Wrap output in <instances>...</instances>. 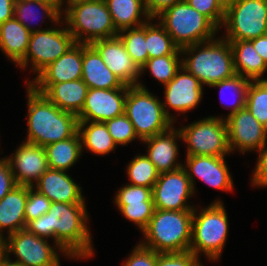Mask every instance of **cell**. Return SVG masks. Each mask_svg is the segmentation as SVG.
I'll return each mask as SVG.
<instances>
[{"label":"cell","instance_id":"1","mask_svg":"<svg viewBox=\"0 0 267 266\" xmlns=\"http://www.w3.org/2000/svg\"><path fill=\"white\" fill-rule=\"evenodd\" d=\"M87 219L85 203L51 202L47 213L29 221L26 229L38 237H53L58 249L70 258H87L94 252Z\"/></svg>","mask_w":267,"mask_h":266},{"label":"cell","instance_id":"2","mask_svg":"<svg viewBox=\"0 0 267 266\" xmlns=\"http://www.w3.org/2000/svg\"><path fill=\"white\" fill-rule=\"evenodd\" d=\"M27 89L28 134L25 142L45 147L78 132L77 115L62 111L31 85Z\"/></svg>","mask_w":267,"mask_h":266},{"label":"cell","instance_id":"3","mask_svg":"<svg viewBox=\"0 0 267 266\" xmlns=\"http://www.w3.org/2000/svg\"><path fill=\"white\" fill-rule=\"evenodd\" d=\"M193 210L155 209L148 226L142 231V246L157 253L185 252L192 240Z\"/></svg>","mask_w":267,"mask_h":266},{"label":"cell","instance_id":"4","mask_svg":"<svg viewBox=\"0 0 267 266\" xmlns=\"http://www.w3.org/2000/svg\"><path fill=\"white\" fill-rule=\"evenodd\" d=\"M181 53L193 54L182 60V67L203 85L211 86L236 75L230 42L224 38L186 46Z\"/></svg>","mask_w":267,"mask_h":266},{"label":"cell","instance_id":"5","mask_svg":"<svg viewBox=\"0 0 267 266\" xmlns=\"http://www.w3.org/2000/svg\"><path fill=\"white\" fill-rule=\"evenodd\" d=\"M156 17L180 49L210 41L218 31L207 17L192 8L186 0L175 3Z\"/></svg>","mask_w":267,"mask_h":266},{"label":"cell","instance_id":"6","mask_svg":"<svg viewBox=\"0 0 267 266\" xmlns=\"http://www.w3.org/2000/svg\"><path fill=\"white\" fill-rule=\"evenodd\" d=\"M125 114L141 141L173 127V122L164 112L162 102L151 95L140 82L129 86L127 90Z\"/></svg>","mask_w":267,"mask_h":266},{"label":"cell","instance_id":"7","mask_svg":"<svg viewBox=\"0 0 267 266\" xmlns=\"http://www.w3.org/2000/svg\"><path fill=\"white\" fill-rule=\"evenodd\" d=\"M65 15L67 29L76 43L91 44L118 35L104 0L70 6L66 8Z\"/></svg>","mask_w":267,"mask_h":266},{"label":"cell","instance_id":"8","mask_svg":"<svg viewBox=\"0 0 267 266\" xmlns=\"http://www.w3.org/2000/svg\"><path fill=\"white\" fill-rule=\"evenodd\" d=\"M221 201H215L196 215L193 210L190 251L197 257L203 252L211 260L221 255L228 232L227 214Z\"/></svg>","mask_w":267,"mask_h":266},{"label":"cell","instance_id":"9","mask_svg":"<svg viewBox=\"0 0 267 266\" xmlns=\"http://www.w3.org/2000/svg\"><path fill=\"white\" fill-rule=\"evenodd\" d=\"M228 41L251 40L267 34V0H236L225 9Z\"/></svg>","mask_w":267,"mask_h":266},{"label":"cell","instance_id":"10","mask_svg":"<svg viewBox=\"0 0 267 266\" xmlns=\"http://www.w3.org/2000/svg\"><path fill=\"white\" fill-rule=\"evenodd\" d=\"M179 131L188 145L187 155L221 157L231 152L224 118L211 116L179 128Z\"/></svg>","mask_w":267,"mask_h":266},{"label":"cell","instance_id":"11","mask_svg":"<svg viewBox=\"0 0 267 266\" xmlns=\"http://www.w3.org/2000/svg\"><path fill=\"white\" fill-rule=\"evenodd\" d=\"M76 43L67 28L45 29L31 33L25 57L18 63L25 68L31 61L37 75L50 63L56 61ZM30 58V59H29Z\"/></svg>","mask_w":267,"mask_h":266},{"label":"cell","instance_id":"12","mask_svg":"<svg viewBox=\"0 0 267 266\" xmlns=\"http://www.w3.org/2000/svg\"><path fill=\"white\" fill-rule=\"evenodd\" d=\"M9 253L16 255L17 261L22 266H60L56 249L51 247L45 238L38 237L26 228L8 235V240L3 239Z\"/></svg>","mask_w":267,"mask_h":266},{"label":"cell","instance_id":"13","mask_svg":"<svg viewBox=\"0 0 267 266\" xmlns=\"http://www.w3.org/2000/svg\"><path fill=\"white\" fill-rule=\"evenodd\" d=\"M193 193L194 189L185 168L160 173L152 188L154 207L172 211L194 210L186 203Z\"/></svg>","mask_w":267,"mask_h":266},{"label":"cell","instance_id":"14","mask_svg":"<svg viewBox=\"0 0 267 266\" xmlns=\"http://www.w3.org/2000/svg\"><path fill=\"white\" fill-rule=\"evenodd\" d=\"M230 151L238 148L242 153L259 152L267 145V128L246 107L225 118Z\"/></svg>","mask_w":267,"mask_h":266},{"label":"cell","instance_id":"15","mask_svg":"<svg viewBox=\"0 0 267 266\" xmlns=\"http://www.w3.org/2000/svg\"><path fill=\"white\" fill-rule=\"evenodd\" d=\"M128 88L88 89L78 121L106 122L124 114Z\"/></svg>","mask_w":267,"mask_h":266},{"label":"cell","instance_id":"16","mask_svg":"<svg viewBox=\"0 0 267 266\" xmlns=\"http://www.w3.org/2000/svg\"><path fill=\"white\" fill-rule=\"evenodd\" d=\"M164 86L166 100L162 105L165 114L172 122L174 117H171L166 110L167 105L175 111L184 113L195 108L202 99L203 85L184 67H181L176 72L175 77Z\"/></svg>","mask_w":267,"mask_h":266},{"label":"cell","instance_id":"17","mask_svg":"<svg viewBox=\"0 0 267 266\" xmlns=\"http://www.w3.org/2000/svg\"><path fill=\"white\" fill-rule=\"evenodd\" d=\"M82 79V43H75L56 61L50 63L35 78L29 81L38 93H42L50 84Z\"/></svg>","mask_w":267,"mask_h":266},{"label":"cell","instance_id":"18","mask_svg":"<svg viewBox=\"0 0 267 266\" xmlns=\"http://www.w3.org/2000/svg\"><path fill=\"white\" fill-rule=\"evenodd\" d=\"M91 45L97 50L107 68L125 85H138L137 78L141 75V70L127 53L118 36L96 40Z\"/></svg>","mask_w":267,"mask_h":266},{"label":"cell","instance_id":"19","mask_svg":"<svg viewBox=\"0 0 267 266\" xmlns=\"http://www.w3.org/2000/svg\"><path fill=\"white\" fill-rule=\"evenodd\" d=\"M13 155L7 160L17 185L33 187V181L37 182L49 168L46 150L42 146L24 142Z\"/></svg>","mask_w":267,"mask_h":266},{"label":"cell","instance_id":"20","mask_svg":"<svg viewBox=\"0 0 267 266\" xmlns=\"http://www.w3.org/2000/svg\"><path fill=\"white\" fill-rule=\"evenodd\" d=\"M115 197V204L123 216L143 231L155 210L152 188L128 184L122 187Z\"/></svg>","mask_w":267,"mask_h":266},{"label":"cell","instance_id":"21","mask_svg":"<svg viewBox=\"0 0 267 266\" xmlns=\"http://www.w3.org/2000/svg\"><path fill=\"white\" fill-rule=\"evenodd\" d=\"M183 168H185L190 178L193 189L195 188L193 175L207 185L219 190L230 191L233 188V180L229 174L224 156L187 155L186 167L183 166Z\"/></svg>","mask_w":267,"mask_h":266},{"label":"cell","instance_id":"22","mask_svg":"<svg viewBox=\"0 0 267 266\" xmlns=\"http://www.w3.org/2000/svg\"><path fill=\"white\" fill-rule=\"evenodd\" d=\"M65 172L48 168L33 185L35 190L51 202L85 203L81 187Z\"/></svg>","mask_w":267,"mask_h":266},{"label":"cell","instance_id":"23","mask_svg":"<svg viewBox=\"0 0 267 266\" xmlns=\"http://www.w3.org/2000/svg\"><path fill=\"white\" fill-rule=\"evenodd\" d=\"M177 137L182 139L181 132L170 127L163 133L142 140L148 144L146 156L159 173L171 172L183 167L181 163H176L178 146L175 140Z\"/></svg>","mask_w":267,"mask_h":266},{"label":"cell","instance_id":"24","mask_svg":"<svg viewBox=\"0 0 267 266\" xmlns=\"http://www.w3.org/2000/svg\"><path fill=\"white\" fill-rule=\"evenodd\" d=\"M82 80L89 89H115L125 86L107 68V65L91 44H82Z\"/></svg>","mask_w":267,"mask_h":266},{"label":"cell","instance_id":"25","mask_svg":"<svg viewBox=\"0 0 267 266\" xmlns=\"http://www.w3.org/2000/svg\"><path fill=\"white\" fill-rule=\"evenodd\" d=\"M88 86L82 79L50 84L42 94L62 111L78 115L85 103Z\"/></svg>","mask_w":267,"mask_h":266},{"label":"cell","instance_id":"26","mask_svg":"<svg viewBox=\"0 0 267 266\" xmlns=\"http://www.w3.org/2000/svg\"><path fill=\"white\" fill-rule=\"evenodd\" d=\"M27 198L28 186L17 185L0 200V239H4L3 228H8V235L26 228Z\"/></svg>","mask_w":267,"mask_h":266},{"label":"cell","instance_id":"27","mask_svg":"<svg viewBox=\"0 0 267 266\" xmlns=\"http://www.w3.org/2000/svg\"><path fill=\"white\" fill-rule=\"evenodd\" d=\"M236 74L250 80H260L267 71V64L249 40L229 41Z\"/></svg>","mask_w":267,"mask_h":266},{"label":"cell","instance_id":"28","mask_svg":"<svg viewBox=\"0 0 267 266\" xmlns=\"http://www.w3.org/2000/svg\"><path fill=\"white\" fill-rule=\"evenodd\" d=\"M31 32L14 16L0 25V48L14 63L26 55Z\"/></svg>","mask_w":267,"mask_h":266},{"label":"cell","instance_id":"29","mask_svg":"<svg viewBox=\"0 0 267 266\" xmlns=\"http://www.w3.org/2000/svg\"><path fill=\"white\" fill-rule=\"evenodd\" d=\"M111 14L115 29L119 32L127 28L142 26L147 21H140V14H144L147 20L152 18L148 15L143 0H104Z\"/></svg>","mask_w":267,"mask_h":266},{"label":"cell","instance_id":"30","mask_svg":"<svg viewBox=\"0 0 267 266\" xmlns=\"http://www.w3.org/2000/svg\"><path fill=\"white\" fill-rule=\"evenodd\" d=\"M46 156L50 169L67 171L80 158L81 137L77 132L73 137L46 145Z\"/></svg>","mask_w":267,"mask_h":266},{"label":"cell","instance_id":"31","mask_svg":"<svg viewBox=\"0 0 267 266\" xmlns=\"http://www.w3.org/2000/svg\"><path fill=\"white\" fill-rule=\"evenodd\" d=\"M78 132L82 146L95 154L104 155L116 148L104 122L79 121Z\"/></svg>","mask_w":267,"mask_h":266},{"label":"cell","instance_id":"32","mask_svg":"<svg viewBox=\"0 0 267 266\" xmlns=\"http://www.w3.org/2000/svg\"><path fill=\"white\" fill-rule=\"evenodd\" d=\"M157 26L149 21L145 23V40L148 59L165 55H179L181 49L174 43L171 36L160 23L157 24Z\"/></svg>","mask_w":267,"mask_h":266},{"label":"cell","instance_id":"33","mask_svg":"<svg viewBox=\"0 0 267 266\" xmlns=\"http://www.w3.org/2000/svg\"><path fill=\"white\" fill-rule=\"evenodd\" d=\"M127 32V33H126ZM134 63L141 70L148 60V52L145 40V23L136 28H127L117 35Z\"/></svg>","mask_w":267,"mask_h":266},{"label":"cell","instance_id":"34","mask_svg":"<svg viewBox=\"0 0 267 266\" xmlns=\"http://www.w3.org/2000/svg\"><path fill=\"white\" fill-rule=\"evenodd\" d=\"M245 107L267 128V79L250 81Z\"/></svg>","mask_w":267,"mask_h":266},{"label":"cell","instance_id":"35","mask_svg":"<svg viewBox=\"0 0 267 266\" xmlns=\"http://www.w3.org/2000/svg\"><path fill=\"white\" fill-rule=\"evenodd\" d=\"M127 174L132 185L153 188L160 173L146 155H138L129 163Z\"/></svg>","mask_w":267,"mask_h":266},{"label":"cell","instance_id":"36","mask_svg":"<svg viewBox=\"0 0 267 266\" xmlns=\"http://www.w3.org/2000/svg\"><path fill=\"white\" fill-rule=\"evenodd\" d=\"M36 6H38L39 9L43 10V13H45L44 17L47 16L52 20V22L59 23L62 15H60L52 6L33 0H15L13 11L14 17L31 33L41 31V29H32V27H30V25L26 23L28 18H34L38 15L39 12H36V10L38 9ZM33 7L34 9H32Z\"/></svg>","mask_w":267,"mask_h":266},{"label":"cell","instance_id":"37","mask_svg":"<svg viewBox=\"0 0 267 266\" xmlns=\"http://www.w3.org/2000/svg\"><path fill=\"white\" fill-rule=\"evenodd\" d=\"M178 57L179 55H165L148 59L146 64L142 67L141 73L147 68L151 71L150 74L153 75L155 79L166 85L175 77L176 72L182 67V61L178 59Z\"/></svg>","mask_w":267,"mask_h":266},{"label":"cell","instance_id":"38","mask_svg":"<svg viewBox=\"0 0 267 266\" xmlns=\"http://www.w3.org/2000/svg\"><path fill=\"white\" fill-rule=\"evenodd\" d=\"M249 83L250 79L236 74L233 77L219 81L210 87L221 88V94L224 92V90H231L233 91V94L237 95V100H235V102L232 104L233 106H230L231 112L228 114L229 116L245 107Z\"/></svg>","mask_w":267,"mask_h":266},{"label":"cell","instance_id":"39","mask_svg":"<svg viewBox=\"0 0 267 266\" xmlns=\"http://www.w3.org/2000/svg\"><path fill=\"white\" fill-rule=\"evenodd\" d=\"M116 145H126L138 138L134 126L124 113L104 122Z\"/></svg>","mask_w":267,"mask_h":266},{"label":"cell","instance_id":"40","mask_svg":"<svg viewBox=\"0 0 267 266\" xmlns=\"http://www.w3.org/2000/svg\"><path fill=\"white\" fill-rule=\"evenodd\" d=\"M186 2L203 16L207 17L217 28L223 24L225 8L218 0H186Z\"/></svg>","mask_w":267,"mask_h":266},{"label":"cell","instance_id":"41","mask_svg":"<svg viewBox=\"0 0 267 266\" xmlns=\"http://www.w3.org/2000/svg\"><path fill=\"white\" fill-rule=\"evenodd\" d=\"M51 205V201L37 191L33 187L28 186V198L25 204V221L26 224L47 213Z\"/></svg>","mask_w":267,"mask_h":266},{"label":"cell","instance_id":"42","mask_svg":"<svg viewBox=\"0 0 267 266\" xmlns=\"http://www.w3.org/2000/svg\"><path fill=\"white\" fill-rule=\"evenodd\" d=\"M156 266H202L190 250L185 252H156Z\"/></svg>","mask_w":267,"mask_h":266},{"label":"cell","instance_id":"43","mask_svg":"<svg viewBox=\"0 0 267 266\" xmlns=\"http://www.w3.org/2000/svg\"><path fill=\"white\" fill-rule=\"evenodd\" d=\"M123 266H156V252L139 244Z\"/></svg>","mask_w":267,"mask_h":266},{"label":"cell","instance_id":"44","mask_svg":"<svg viewBox=\"0 0 267 266\" xmlns=\"http://www.w3.org/2000/svg\"><path fill=\"white\" fill-rule=\"evenodd\" d=\"M17 186L7 158L0 160V200Z\"/></svg>","mask_w":267,"mask_h":266},{"label":"cell","instance_id":"45","mask_svg":"<svg viewBox=\"0 0 267 266\" xmlns=\"http://www.w3.org/2000/svg\"><path fill=\"white\" fill-rule=\"evenodd\" d=\"M252 184L267 187V146L259 151V158L254 170Z\"/></svg>","mask_w":267,"mask_h":266},{"label":"cell","instance_id":"46","mask_svg":"<svg viewBox=\"0 0 267 266\" xmlns=\"http://www.w3.org/2000/svg\"><path fill=\"white\" fill-rule=\"evenodd\" d=\"M146 11L150 18L154 19L162 11L168 7L173 6L175 3L183 0H143Z\"/></svg>","mask_w":267,"mask_h":266},{"label":"cell","instance_id":"47","mask_svg":"<svg viewBox=\"0 0 267 266\" xmlns=\"http://www.w3.org/2000/svg\"><path fill=\"white\" fill-rule=\"evenodd\" d=\"M15 0H0V25L14 16Z\"/></svg>","mask_w":267,"mask_h":266},{"label":"cell","instance_id":"48","mask_svg":"<svg viewBox=\"0 0 267 266\" xmlns=\"http://www.w3.org/2000/svg\"><path fill=\"white\" fill-rule=\"evenodd\" d=\"M249 41L253 44V47L256 52L263 58V60L267 64V34L258 38L251 39Z\"/></svg>","mask_w":267,"mask_h":266},{"label":"cell","instance_id":"49","mask_svg":"<svg viewBox=\"0 0 267 266\" xmlns=\"http://www.w3.org/2000/svg\"><path fill=\"white\" fill-rule=\"evenodd\" d=\"M33 1H37V2H42V3H46L50 6H52L60 15H61V8H62V4H63V0H33Z\"/></svg>","mask_w":267,"mask_h":266},{"label":"cell","instance_id":"50","mask_svg":"<svg viewBox=\"0 0 267 266\" xmlns=\"http://www.w3.org/2000/svg\"><path fill=\"white\" fill-rule=\"evenodd\" d=\"M6 257H7V249L5 242L3 241V239H0V265L2 264V262Z\"/></svg>","mask_w":267,"mask_h":266},{"label":"cell","instance_id":"51","mask_svg":"<svg viewBox=\"0 0 267 266\" xmlns=\"http://www.w3.org/2000/svg\"><path fill=\"white\" fill-rule=\"evenodd\" d=\"M67 1H68L67 6L69 8L70 6H75L80 3L97 2L101 0H67Z\"/></svg>","mask_w":267,"mask_h":266},{"label":"cell","instance_id":"52","mask_svg":"<svg viewBox=\"0 0 267 266\" xmlns=\"http://www.w3.org/2000/svg\"><path fill=\"white\" fill-rule=\"evenodd\" d=\"M0 266H22V265L19 264L17 261L9 260V258L7 256Z\"/></svg>","mask_w":267,"mask_h":266},{"label":"cell","instance_id":"53","mask_svg":"<svg viewBox=\"0 0 267 266\" xmlns=\"http://www.w3.org/2000/svg\"><path fill=\"white\" fill-rule=\"evenodd\" d=\"M218 1L226 9L228 6L232 5L236 0H218Z\"/></svg>","mask_w":267,"mask_h":266}]
</instances>
